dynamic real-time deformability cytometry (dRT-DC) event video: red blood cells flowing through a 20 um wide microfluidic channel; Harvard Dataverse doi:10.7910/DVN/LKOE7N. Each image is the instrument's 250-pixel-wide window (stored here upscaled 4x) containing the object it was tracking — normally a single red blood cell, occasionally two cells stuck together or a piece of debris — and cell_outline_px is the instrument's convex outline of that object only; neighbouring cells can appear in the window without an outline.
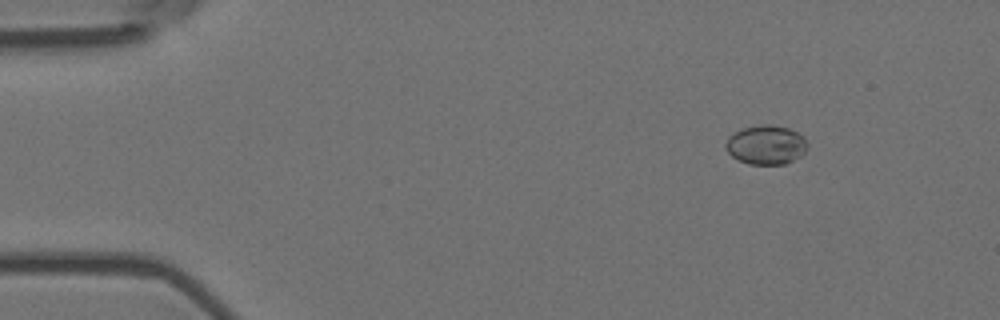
{"species": "Egyptian fruit bat (a non-hibernating species)", "species_latin": "Rousettus aegyptiacus", "temperature_condition": "room temperature", "stored_images_in_passage": 5, "camera_frame_rate_fps": 3000, "um_per_image_px": 0.085, "animal": {"sex": "female"}, "frame": {"image": 1, "passage_image": 2, "time_ms": 0.333, "image_size_px": [1000, 320], "cell_outline_px": [[808, 148], [800, 156], [784, 164], [748, 164], [732, 156], [724, 148], [724, 144], [728, 136], [740, 128], [760, 124], [772, 124], [788, 128], [804, 136], [808, 144]], "centroid_in_image_um": [65.09, 12.29], "position_along_channel_um": 19.9, "area_um2": 18.9}}
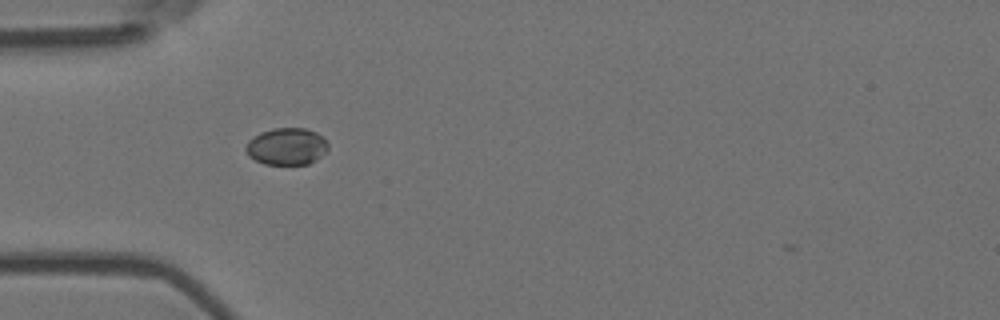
{"frame": {"image": 2, "passage_image": 5, "time_ms": 1.333, "image_size_px": [1000, 320], "cell_outline_px": [[328, 148], [316, 160], [308, 164], [264, 164], [248, 156], [244, 148], [248, 140], [260, 132], [272, 128], [304, 128], [316, 132], [328, 144]], "centroid_in_image_um": [24.32, 12.44], "position_along_channel_um": 60.7, "area_um2": 17.69}}